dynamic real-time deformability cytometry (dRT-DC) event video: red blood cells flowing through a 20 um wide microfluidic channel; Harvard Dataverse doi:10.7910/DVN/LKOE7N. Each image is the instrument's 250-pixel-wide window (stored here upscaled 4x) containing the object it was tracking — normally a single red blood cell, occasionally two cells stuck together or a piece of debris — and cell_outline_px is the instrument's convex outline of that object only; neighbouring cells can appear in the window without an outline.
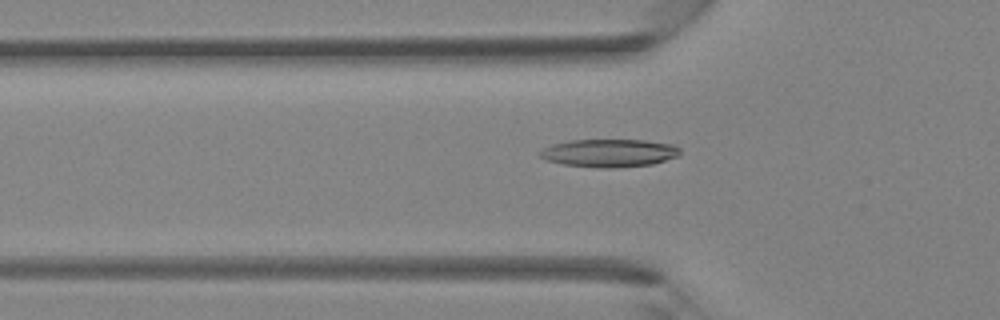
{"species": "Egyptian fruit bat (a non-hibernating species)", "species_latin": "Rousettus aegyptiacus", "temperature_condition": "room temperature", "stored_images_in_passage": 41, "camera_frame_rate_fps": 3000, "um_per_image_px": 0.085, "animal": {"sex": "female"}, "frame": {"image": 1, "passage_image": 14, "time_ms": 4.333, "image_size_px": [1000, 320], "cell_outline_px": [[680, 156], [652, 164], [616, 168], [596, 168], [564, 164], [544, 160], [540, 156], [540, 152], [544, 148], [552, 144], [572, 140], [644, 140], [672, 144], [680, 148]], "centroid_in_image_um": [51.8, 13.01], "position_along_channel_um": 74.0, "area_um2": 22.89}}
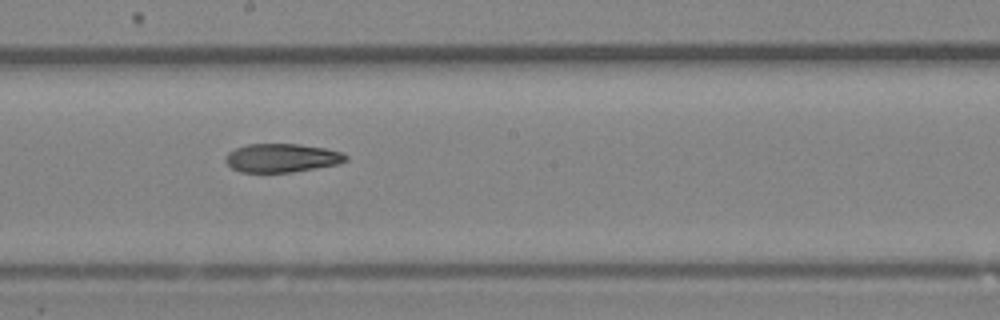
{"frame": {"image": 2, "passage_image": 23, "time_ms": 7.333, "image_size_px": [1000, 320], "cell_outline_px": [[348, 160], [336, 164], [292, 172], [240, 172], [232, 168], [224, 160], [228, 152], [236, 148], [248, 144], [300, 144], [324, 148], [344, 152], [348, 156]], "centroid_in_image_um": [23.96, 13.42], "position_along_channel_um": 224.2, "area_um2": 20.0}}
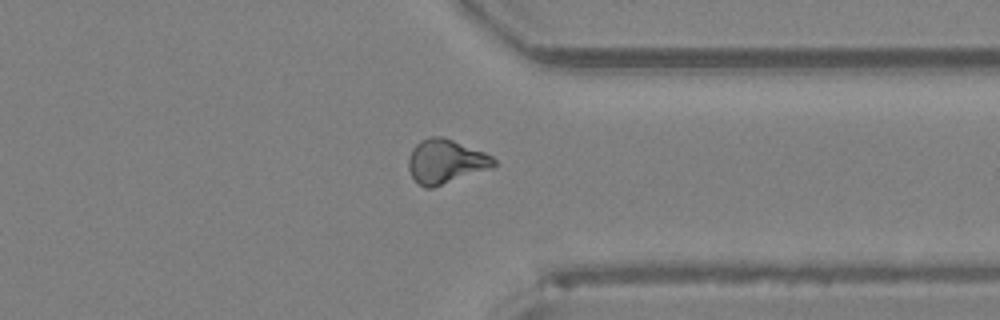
{"frame": {"image": 3, "passage_image": 32, "time_ms": 10.333, "image_size_px": [1000, 320], "cell_outline_px": [[496, 164], [492, 168], [432, 188], [424, 188], [412, 176], [408, 168], [408, 156], [412, 148], [420, 140], [428, 136], [444, 136], [484, 152], [492, 156], [496, 160]], "centroid_in_image_um": [37.87, 13.7], "position_along_channel_um": 373.5, "area_um2": 22.08}}